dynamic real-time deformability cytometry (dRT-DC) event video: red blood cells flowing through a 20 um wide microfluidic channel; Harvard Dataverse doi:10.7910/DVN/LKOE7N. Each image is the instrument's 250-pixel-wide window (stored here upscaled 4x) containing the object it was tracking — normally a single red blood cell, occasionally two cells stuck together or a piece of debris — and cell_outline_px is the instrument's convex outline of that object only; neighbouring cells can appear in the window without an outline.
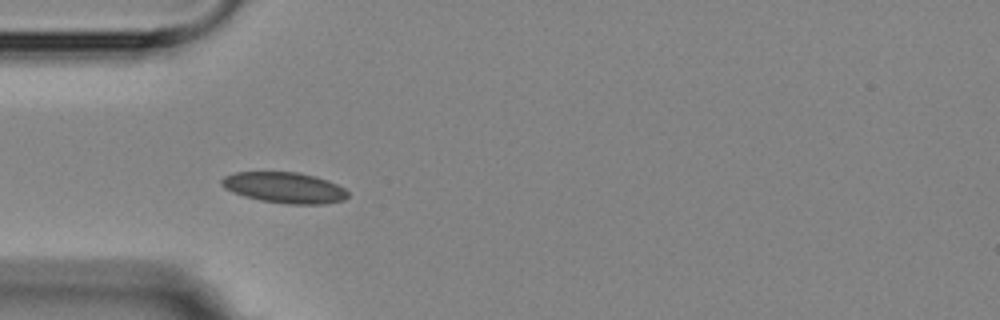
{"species": "Egyptian fruit bat (a non-hibernating species)", "species_latin": "Rousettus aegyptiacus", "temperature_condition": "room temperature", "stored_images_in_passage": 3, "camera_frame_rate_fps": 3000, "um_per_image_px": 0.085, "animal": {"sex": "female"}, "frame": {"image": 1, "passage_image": 2, "time_ms": 1.333, "image_size_px": [1000, 320], "cell_outline_px": [[348, 196], [344, 200], [324, 204], [288, 204], [260, 200], [244, 196], [232, 192], [224, 188], [220, 184], [220, 180], [224, 176], [236, 172], [296, 172], [316, 176], [328, 180], [344, 188], [348, 192]], "centroid_in_image_um": [24.17, 15.95], "position_along_channel_um": 60.8, "area_um2": 22.77}}
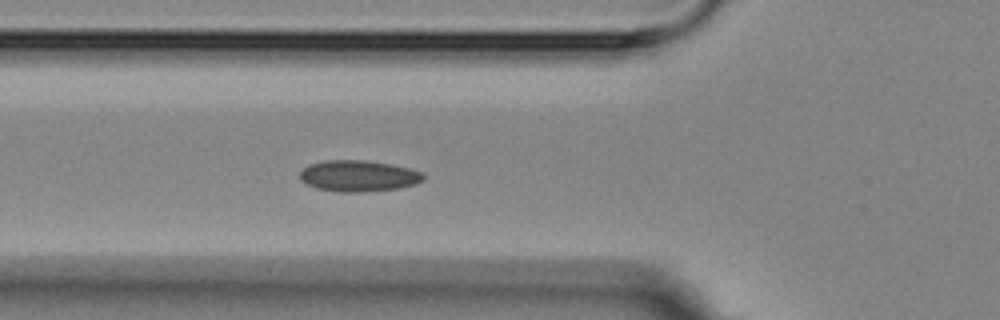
{"frame": {"image": 2, "passage_image": 3, "time_ms": 2.333, "image_size_px": [1000, 320], "cell_outline_px": [[424, 180], [416, 184], [400, 188], [360, 192], [340, 192], [316, 188], [304, 184], [300, 180], [300, 172], [308, 164], [324, 160], [368, 160], [392, 164], [412, 168], [424, 172]], "centroid_in_image_um": [30.49, 14.94], "position_along_channel_um": 95.3, "area_um2": 22.89}}